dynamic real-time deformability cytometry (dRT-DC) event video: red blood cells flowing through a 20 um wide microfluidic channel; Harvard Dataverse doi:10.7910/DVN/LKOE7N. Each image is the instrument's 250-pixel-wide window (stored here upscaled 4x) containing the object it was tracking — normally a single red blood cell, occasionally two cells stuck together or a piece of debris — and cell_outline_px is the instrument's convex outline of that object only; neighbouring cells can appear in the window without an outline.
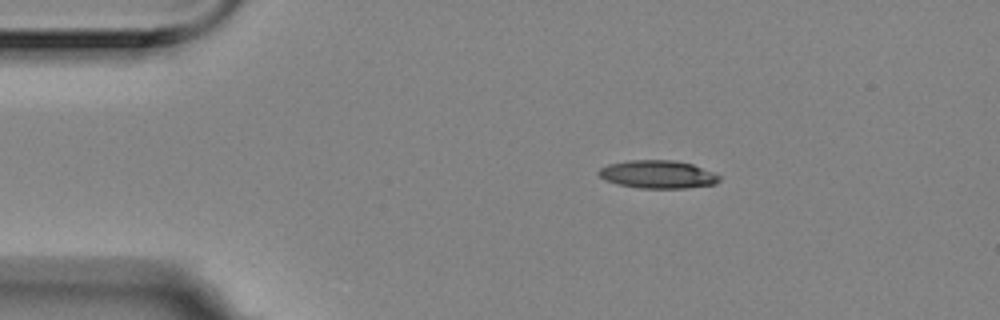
{"species": "Egyptian fruit bat (a non-hibernating species)", "species_latin": "Rousettus aegyptiacus", "temperature_condition": "room temperature", "stored_images_in_passage": 2, "camera_frame_rate_fps": 3000, "um_per_image_px": 0.085, "animal": {"sex": "female"}, "frame": {"image": 1, "passage_image": 2, "time_ms": 0.333, "image_size_px": [1000, 320], "cell_outline_px": [[720, 180], [716, 184], [684, 188], [640, 188], [620, 184], [604, 180], [596, 172], [600, 168], [608, 164], [628, 160], [676, 160], [692, 164], [716, 172], [720, 176]], "centroid_in_image_um": [55.93, 14.81], "position_along_channel_um": 29.1, "area_um2": 19.83}}